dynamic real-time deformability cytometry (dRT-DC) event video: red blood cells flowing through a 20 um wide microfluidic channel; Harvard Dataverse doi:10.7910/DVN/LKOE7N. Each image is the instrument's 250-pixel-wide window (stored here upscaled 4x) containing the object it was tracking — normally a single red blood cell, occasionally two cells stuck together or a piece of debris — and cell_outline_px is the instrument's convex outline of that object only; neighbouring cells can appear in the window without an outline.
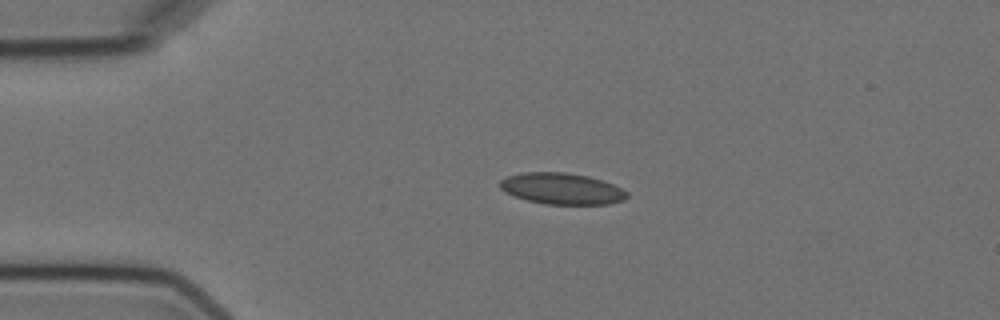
{"species": "Egyptian fruit bat (a non-hibernating species)", "species_latin": "Rousettus aegyptiacus", "temperature_condition": "cold", "stored_images_in_passage": 3, "camera_frame_rate_fps": 3000, "um_per_image_px": 0.085, "animal": {"sex": "female"}, "frame": {"image": 1, "passage_image": 2, "time_ms": 2.0, "image_size_px": [1000, 320], "cell_outline_px": [[628, 196], [624, 200], [608, 204], [544, 204], [528, 200], [504, 192], [500, 188], [500, 180], [508, 176], [520, 172], [564, 172], [588, 176], [604, 180], [628, 192]], "centroid_in_image_um": [47.75, 16.03], "position_along_channel_um": 37.2, "area_um2": 23.18}}